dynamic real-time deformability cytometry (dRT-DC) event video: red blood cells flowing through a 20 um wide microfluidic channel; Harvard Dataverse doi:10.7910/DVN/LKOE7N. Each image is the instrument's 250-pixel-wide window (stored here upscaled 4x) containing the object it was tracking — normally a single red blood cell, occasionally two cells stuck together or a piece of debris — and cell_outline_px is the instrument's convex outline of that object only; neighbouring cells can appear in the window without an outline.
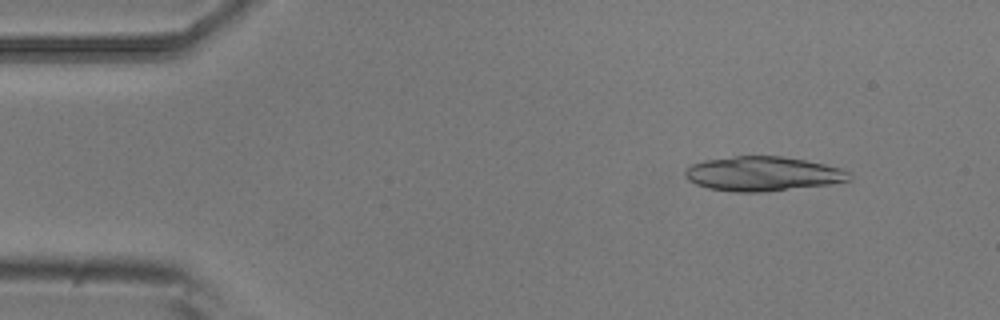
{"species": "common noctule bat (a hibernating species)", "species_latin": "Nyctalus noctula", "temperature_condition": "room temperature", "stored_images_in_passage": 5, "camera_frame_rate_fps": 3000, "um_per_image_px": 0.085, "animal": {"sex": "male", "body_mass_g": 20.5, "forearm_length_mm": 52.5}, "frame": {"image": 1, "passage_image": 2, "time_ms": 0.333, "image_size_px": [1000, 320], "cell_outline_px": [[852, 180], [828, 184], [760, 192], [732, 192], [708, 188], [696, 184], [688, 180], [684, 176], [684, 172], [692, 164], [704, 160], [736, 156], [780, 156], [804, 160], [824, 164], [840, 168], [848, 172], [852, 176]], "centroid_in_image_um": [64.81, 14.77], "position_along_channel_um": 20.2, "area_um2": 32.77}}